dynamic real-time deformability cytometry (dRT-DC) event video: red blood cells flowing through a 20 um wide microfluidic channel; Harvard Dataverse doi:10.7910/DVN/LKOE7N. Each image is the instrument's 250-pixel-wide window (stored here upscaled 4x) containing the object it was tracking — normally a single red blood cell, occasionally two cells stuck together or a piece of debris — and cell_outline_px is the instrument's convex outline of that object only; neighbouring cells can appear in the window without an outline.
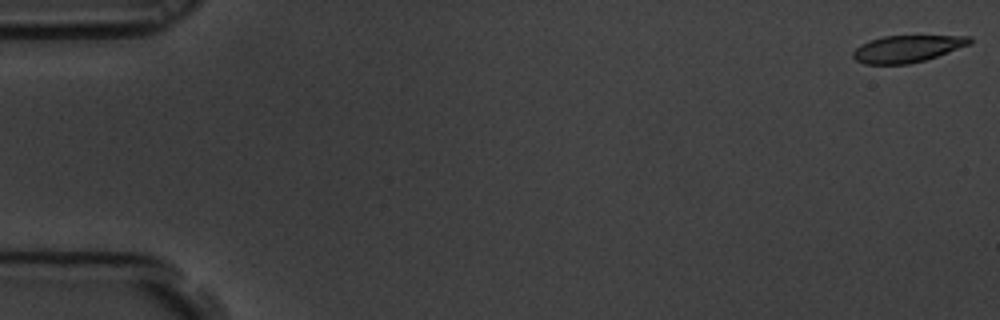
{"species": "common noctule bat (a hibernating species)", "species_latin": "Nyctalus noctula", "temperature_condition": "room temperature", "stored_images_in_passage": 59, "camera_frame_rate_fps": 3000, "um_per_image_px": 0.085, "animal": {"sex": "male", "body_mass_g": 19.5, "forearm_length_mm": 54.6}, "frame": {"image": 1, "passage_image": 1, "time_ms": 0.0, "image_size_px": [1000, 320], "cell_outline_px": [[972, 44], [924, 60], [908, 64], [864, 64], [856, 60], [852, 56], [852, 52], [860, 44], [868, 40], [884, 36], [972, 36]], "centroid_in_image_um": [77.09, 4.14], "position_along_channel_um": 7.9, "area_um2": 18.32}}
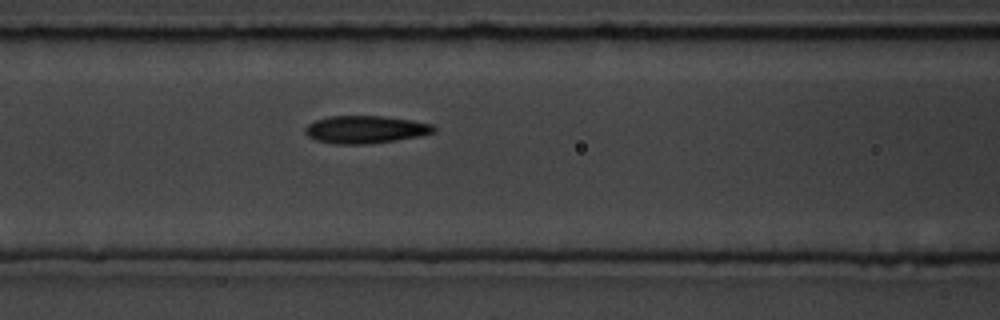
{"frame": {"image": 2, "passage_image": 25, "time_ms": 8.0, "image_size_px": [1000, 320], "cell_outline_px": [[436, 132], [420, 136], [368, 144], [336, 144], [316, 140], [308, 136], [304, 132], [304, 128], [308, 124], [316, 120], [328, 116], [384, 116], [412, 120], [432, 124], [436, 128]], "centroid_in_image_um": [31.06, 11.0], "position_along_channel_um": 135.5, "area_um2": 20.75}}
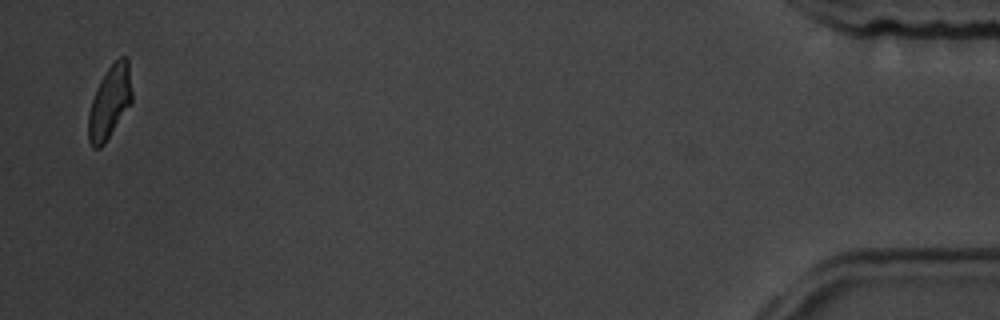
{"frame": {"image": 3, "passage_image": 58, "time_ms": 19.0, "image_size_px": [1000, 320], "cell_outline_px": [[132, 100], [104, 144], [100, 148], [92, 148], [88, 140], [88, 116], [92, 100], [96, 88], [100, 80], [108, 68], [120, 56], [128, 56], [132, 92]], "centroid_in_image_um": [9.32, 8.66], "position_along_channel_um": 425.9, "area_um2": 18.32}, "authors_computed_cell_mechanics": {"area_um2": 20.23, "velocity_mm_per_s": 3.4501, "shape_relaxation_time_tau1_ms": 5.3249, "shape_relaxation_time_tau2_ms": 5.177, "deformation_change_tau1": 0.155, "deformation_change_tau2": 0.0974}}